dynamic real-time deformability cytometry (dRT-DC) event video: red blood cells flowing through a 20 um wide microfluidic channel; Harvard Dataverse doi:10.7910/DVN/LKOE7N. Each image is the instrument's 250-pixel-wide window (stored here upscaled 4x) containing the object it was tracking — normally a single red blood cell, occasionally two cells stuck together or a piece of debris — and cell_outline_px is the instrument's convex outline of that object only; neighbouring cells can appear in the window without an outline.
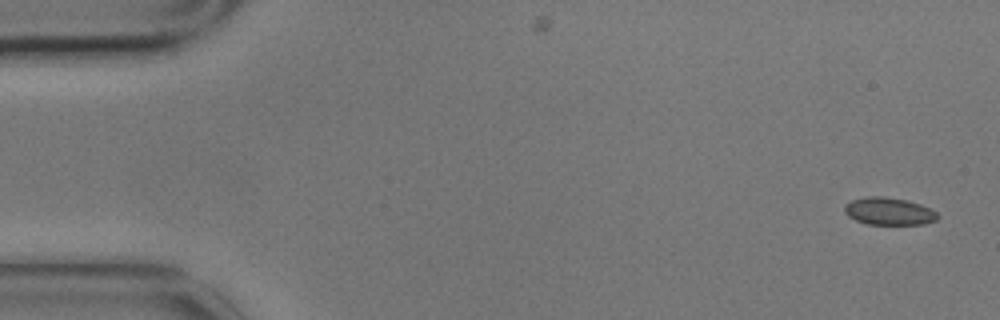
{"species": "common noctule bat (a hibernating species)", "species_latin": "Nyctalus noctula", "temperature_condition": "cold", "stored_images_in_passage": 5, "camera_frame_rate_fps": 3000, "um_per_image_px": 0.085, "animal": {"sex": "male", "body_mass_g": 17.9}, "frame": {"image": 1, "passage_image": 1, "time_ms": 0.0, "image_size_px": [1000, 320], "cell_outline_px": [[940, 216], [936, 220], [924, 224], [868, 224], [856, 220], [848, 216], [844, 212], [844, 204], [852, 200], [864, 196], [884, 196], [908, 200], [920, 204], [936, 212]], "centroid_in_image_um": [75.54, 17.95], "position_along_channel_um": 9.5, "area_um2": 14.97}}
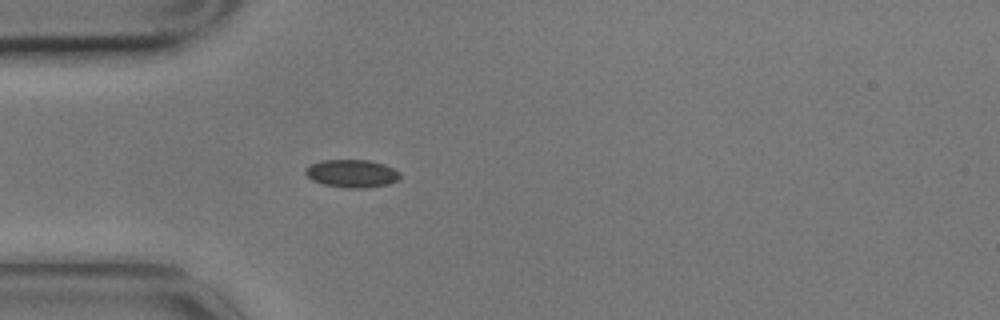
{"frame": {"image": 2, "passage_image": 5, "time_ms": 1.333, "image_size_px": [1000, 320], "cell_outline_px": [[400, 176], [396, 180], [388, 184], [364, 188], [348, 188], [324, 184], [312, 180], [304, 172], [304, 168], [320, 160], [368, 160], [384, 164], [400, 172]], "centroid_in_image_um": [29.89, 14.74], "position_along_channel_um": 55.1, "area_um2": 15.26}}